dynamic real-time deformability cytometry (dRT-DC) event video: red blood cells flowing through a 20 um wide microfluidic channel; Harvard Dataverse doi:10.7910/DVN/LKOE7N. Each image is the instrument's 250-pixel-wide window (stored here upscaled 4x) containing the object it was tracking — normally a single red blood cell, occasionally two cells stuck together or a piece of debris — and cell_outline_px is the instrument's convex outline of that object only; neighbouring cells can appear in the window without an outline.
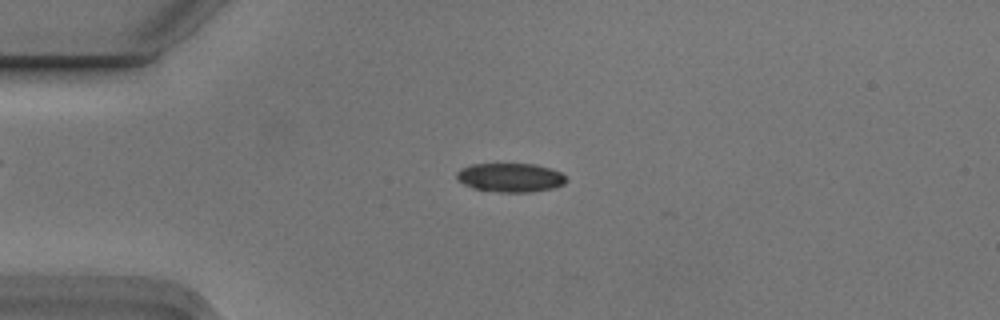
{"species": "Egyptian fruit bat (a non-hibernating species)", "species_latin": "Rousettus aegyptiacus", "temperature_condition": "cold", "stored_images_in_passage": 3, "camera_frame_rate_fps": 3000, "um_per_image_px": 0.085, "animal": {"sex": "male"}, "frame": {"image": 1, "passage_image": 2, "time_ms": 0.333, "image_size_px": [1000, 320], "cell_outline_px": [[568, 180], [564, 184], [552, 188], [532, 192], [500, 192], [476, 188], [464, 184], [456, 180], [456, 172], [460, 168], [472, 164], [536, 164], [560, 172]], "centroid_in_image_um": [43.36, 15.08], "position_along_channel_um": 41.6, "area_um2": 18.38}}